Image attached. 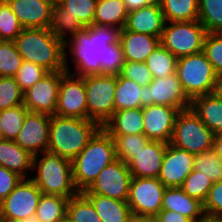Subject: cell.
Instances as JSON below:
<instances>
[{"label":"cell","mask_w":222,"mask_h":222,"mask_svg":"<svg viewBox=\"0 0 222 222\" xmlns=\"http://www.w3.org/2000/svg\"><path fill=\"white\" fill-rule=\"evenodd\" d=\"M121 30L112 26L92 24L77 32L65 43V50L69 48V55L65 51L66 72L77 76L101 74L100 63H104V54L111 45L120 42ZM68 56L72 58L70 60L75 68L73 72L68 65Z\"/></svg>","instance_id":"cell-1"},{"label":"cell","mask_w":222,"mask_h":222,"mask_svg":"<svg viewBox=\"0 0 222 222\" xmlns=\"http://www.w3.org/2000/svg\"><path fill=\"white\" fill-rule=\"evenodd\" d=\"M14 43L23 60L48 72L66 71L65 43L49 28H23Z\"/></svg>","instance_id":"cell-2"},{"label":"cell","mask_w":222,"mask_h":222,"mask_svg":"<svg viewBox=\"0 0 222 222\" xmlns=\"http://www.w3.org/2000/svg\"><path fill=\"white\" fill-rule=\"evenodd\" d=\"M100 128L89 119L51 115L47 152L72 161Z\"/></svg>","instance_id":"cell-3"},{"label":"cell","mask_w":222,"mask_h":222,"mask_svg":"<svg viewBox=\"0 0 222 222\" xmlns=\"http://www.w3.org/2000/svg\"><path fill=\"white\" fill-rule=\"evenodd\" d=\"M115 160L113 138L101 127L72 160L73 179L78 191L88 189L102 169Z\"/></svg>","instance_id":"cell-4"},{"label":"cell","mask_w":222,"mask_h":222,"mask_svg":"<svg viewBox=\"0 0 222 222\" xmlns=\"http://www.w3.org/2000/svg\"><path fill=\"white\" fill-rule=\"evenodd\" d=\"M33 182L42 194L71 198L79 193L73 179L72 161L50 152L33 156Z\"/></svg>","instance_id":"cell-5"},{"label":"cell","mask_w":222,"mask_h":222,"mask_svg":"<svg viewBox=\"0 0 222 222\" xmlns=\"http://www.w3.org/2000/svg\"><path fill=\"white\" fill-rule=\"evenodd\" d=\"M176 74L190 100L212 93L217 78L203 51L178 58Z\"/></svg>","instance_id":"cell-6"},{"label":"cell","mask_w":222,"mask_h":222,"mask_svg":"<svg viewBox=\"0 0 222 222\" xmlns=\"http://www.w3.org/2000/svg\"><path fill=\"white\" fill-rule=\"evenodd\" d=\"M82 77L86 91L87 119L103 127L115 112L117 76L91 74Z\"/></svg>","instance_id":"cell-7"},{"label":"cell","mask_w":222,"mask_h":222,"mask_svg":"<svg viewBox=\"0 0 222 222\" xmlns=\"http://www.w3.org/2000/svg\"><path fill=\"white\" fill-rule=\"evenodd\" d=\"M214 135L192 109L187 108L177 115L170 144L190 153L200 154L213 148Z\"/></svg>","instance_id":"cell-8"},{"label":"cell","mask_w":222,"mask_h":222,"mask_svg":"<svg viewBox=\"0 0 222 222\" xmlns=\"http://www.w3.org/2000/svg\"><path fill=\"white\" fill-rule=\"evenodd\" d=\"M206 33L198 20L165 22L160 43L178 59L203 51Z\"/></svg>","instance_id":"cell-9"},{"label":"cell","mask_w":222,"mask_h":222,"mask_svg":"<svg viewBox=\"0 0 222 222\" xmlns=\"http://www.w3.org/2000/svg\"><path fill=\"white\" fill-rule=\"evenodd\" d=\"M41 195V190L31 178H22L14 190L0 203L1 219H26L34 216Z\"/></svg>","instance_id":"cell-10"},{"label":"cell","mask_w":222,"mask_h":222,"mask_svg":"<svg viewBox=\"0 0 222 222\" xmlns=\"http://www.w3.org/2000/svg\"><path fill=\"white\" fill-rule=\"evenodd\" d=\"M131 180L129 167L117 159L103 168L96 180L83 193L99 194L127 202Z\"/></svg>","instance_id":"cell-11"},{"label":"cell","mask_w":222,"mask_h":222,"mask_svg":"<svg viewBox=\"0 0 222 222\" xmlns=\"http://www.w3.org/2000/svg\"><path fill=\"white\" fill-rule=\"evenodd\" d=\"M166 187L158 178L132 177L127 203L132 213L156 216Z\"/></svg>","instance_id":"cell-12"},{"label":"cell","mask_w":222,"mask_h":222,"mask_svg":"<svg viewBox=\"0 0 222 222\" xmlns=\"http://www.w3.org/2000/svg\"><path fill=\"white\" fill-rule=\"evenodd\" d=\"M191 100L186 96L177 74L166 78H153L149 85L143 86L141 108L149 105H168L180 111L190 108Z\"/></svg>","instance_id":"cell-13"},{"label":"cell","mask_w":222,"mask_h":222,"mask_svg":"<svg viewBox=\"0 0 222 222\" xmlns=\"http://www.w3.org/2000/svg\"><path fill=\"white\" fill-rule=\"evenodd\" d=\"M55 115L87 119V103L82 76L65 72L61 76Z\"/></svg>","instance_id":"cell-14"},{"label":"cell","mask_w":222,"mask_h":222,"mask_svg":"<svg viewBox=\"0 0 222 222\" xmlns=\"http://www.w3.org/2000/svg\"><path fill=\"white\" fill-rule=\"evenodd\" d=\"M65 72H49L24 92L23 105L29 112L55 115L59 84Z\"/></svg>","instance_id":"cell-15"},{"label":"cell","mask_w":222,"mask_h":222,"mask_svg":"<svg viewBox=\"0 0 222 222\" xmlns=\"http://www.w3.org/2000/svg\"><path fill=\"white\" fill-rule=\"evenodd\" d=\"M144 135L151 141L170 143L180 110L168 105L142 107Z\"/></svg>","instance_id":"cell-16"},{"label":"cell","mask_w":222,"mask_h":222,"mask_svg":"<svg viewBox=\"0 0 222 222\" xmlns=\"http://www.w3.org/2000/svg\"><path fill=\"white\" fill-rule=\"evenodd\" d=\"M50 119L51 115L29 112L14 141L33 156L47 152Z\"/></svg>","instance_id":"cell-17"},{"label":"cell","mask_w":222,"mask_h":222,"mask_svg":"<svg viewBox=\"0 0 222 222\" xmlns=\"http://www.w3.org/2000/svg\"><path fill=\"white\" fill-rule=\"evenodd\" d=\"M195 154L168 143L158 179L165 187H181L194 169Z\"/></svg>","instance_id":"cell-18"},{"label":"cell","mask_w":222,"mask_h":222,"mask_svg":"<svg viewBox=\"0 0 222 222\" xmlns=\"http://www.w3.org/2000/svg\"><path fill=\"white\" fill-rule=\"evenodd\" d=\"M23 28H49L53 0H5Z\"/></svg>","instance_id":"cell-19"},{"label":"cell","mask_w":222,"mask_h":222,"mask_svg":"<svg viewBox=\"0 0 222 222\" xmlns=\"http://www.w3.org/2000/svg\"><path fill=\"white\" fill-rule=\"evenodd\" d=\"M167 143L160 141H149L135 155L126 162L132 177L158 178Z\"/></svg>","instance_id":"cell-20"},{"label":"cell","mask_w":222,"mask_h":222,"mask_svg":"<svg viewBox=\"0 0 222 222\" xmlns=\"http://www.w3.org/2000/svg\"><path fill=\"white\" fill-rule=\"evenodd\" d=\"M165 19L159 3L128 12L125 30L153 35L161 39Z\"/></svg>","instance_id":"cell-21"},{"label":"cell","mask_w":222,"mask_h":222,"mask_svg":"<svg viewBox=\"0 0 222 222\" xmlns=\"http://www.w3.org/2000/svg\"><path fill=\"white\" fill-rule=\"evenodd\" d=\"M161 210L176 211L192 222H200L206 217L203 202L187 195L181 187H166Z\"/></svg>","instance_id":"cell-22"},{"label":"cell","mask_w":222,"mask_h":222,"mask_svg":"<svg viewBox=\"0 0 222 222\" xmlns=\"http://www.w3.org/2000/svg\"><path fill=\"white\" fill-rule=\"evenodd\" d=\"M120 43L125 61L145 62L160 44V38L144 33L121 30Z\"/></svg>","instance_id":"cell-23"},{"label":"cell","mask_w":222,"mask_h":222,"mask_svg":"<svg viewBox=\"0 0 222 222\" xmlns=\"http://www.w3.org/2000/svg\"><path fill=\"white\" fill-rule=\"evenodd\" d=\"M102 128L110 136L144 134L142 108L115 111Z\"/></svg>","instance_id":"cell-24"},{"label":"cell","mask_w":222,"mask_h":222,"mask_svg":"<svg viewBox=\"0 0 222 222\" xmlns=\"http://www.w3.org/2000/svg\"><path fill=\"white\" fill-rule=\"evenodd\" d=\"M33 155L22 149L15 141L0 140V166L15 172L22 178L27 177V172L32 171Z\"/></svg>","instance_id":"cell-25"},{"label":"cell","mask_w":222,"mask_h":222,"mask_svg":"<svg viewBox=\"0 0 222 222\" xmlns=\"http://www.w3.org/2000/svg\"><path fill=\"white\" fill-rule=\"evenodd\" d=\"M190 108L214 134L222 133V101L212 93L195 97Z\"/></svg>","instance_id":"cell-26"},{"label":"cell","mask_w":222,"mask_h":222,"mask_svg":"<svg viewBox=\"0 0 222 222\" xmlns=\"http://www.w3.org/2000/svg\"><path fill=\"white\" fill-rule=\"evenodd\" d=\"M95 207L101 222H128L131 209L126 201L94 193H84Z\"/></svg>","instance_id":"cell-27"},{"label":"cell","mask_w":222,"mask_h":222,"mask_svg":"<svg viewBox=\"0 0 222 222\" xmlns=\"http://www.w3.org/2000/svg\"><path fill=\"white\" fill-rule=\"evenodd\" d=\"M127 15L123 0H97L93 24L123 29Z\"/></svg>","instance_id":"cell-28"},{"label":"cell","mask_w":222,"mask_h":222,"mask_svg":"<svg viewBox=\"0 0 222 222\" xmlns=\"http://www.w3.org/2000/svg\"><path fill=\"white\" fill-rule=\"evenodd\" d=\"M83 29L85 27L80 23L78 18L68 15L67 9H64L57 1L54 3L49 30L56 37L66 43L67 40Z\"/></svg>","instance_id":"cell-29"},{"label":"cell","mask_w":222,"mask_h":222,"mask_svg":"<svg viewBox=\"0 0 222 222\" xmlns=\"http://www.w3.org/2000/svg\"><path fill=\"white\" fill-rule=\"evenodd\" d=\"M165 22L198 20L199 0H159Z\"/></svg>","instance_id":"cell-30"},{"label":"cell","mask_w":222,"mask_h":222,"mask_svg":"<svg viewBox=\"0 0 222 222\" xmlns=\"http://www.w3.org/2000/svg\"><path fill=\"white\" fill-rule=\"evenodd\" d=\"M141 98H143V87L118 74L114 97L115 111L140 108Z\"/></svg>","instance_id":"cell-31"},{"label":"cell","mask_w":222,"mask_h":222,"mask_svg":"<svg viewBox=\"0 0 222 222\" xmlns=\"http://www.w3.org/2000/svg\"><path fill=\"white\" fill-rule=\"evenodd\" d=\"M146 66L153 78H166L176 74L177 58L167 50L161 43L147 57Z\"/></svg>","instance_id":"cell-32"},{"label":"cell","mask_w":222,"mask_h":222,"mask_svg":"<svg viewBox=\"0 0 222 222\" xmlns=\"http://www.w3.org/2000/svg\"><path fill=\"white\" fill-rule=\"evenodd\" d=\"M68 198L59 195L42 194L35 215L40 222H58L67 214Z\"/></svg>","instance_id":"cell-33"},{"label":"cell","mask_w":222,"mask_h":222,"mask_svg":"<svg viewBox=\"0 0 222 222\" xmlns=\"http://www.w3.org/2000/svg\"><path fill=\"white\" fill-rule=\"evenodd\" d=\"M198 21L207 33H222V0H199Z\"/></svg>","instance_id":"cell-34"},{"label":"cell","mask_w":222,"mask_h":222,"mask_svg":"<svg viewBox=\"0 0 222 222\" xmlns=\"http://www.w3.org/2000/svg\"><path fill=\"white\" fill-rule=\"evenodd\" d=\"M67 214L73 222H101L94 205L83 192L68 199Z\"/></svg>","instance_id":"cell-35"},{"label":"cell","mask_w":222,"mask_h":222,"mask_svg":"<svg viewBox=\"0 0 222 222\" xmlns=\"http://www.w3.org/2000/svg\"><path fill=\"white\" fill-rule=\"evenodd\" d=\"M29 110L22 104L13 108L0 110V122L3 139L14 141L23 127L24 119Z\"/></svg>","instance_id":"cell-36"},{"label":"cell","mask_w":222,"mask_h":222,"mask_svg":"<svg viewBox=\"0 0 222 222\" xmlns=\"http://www.w3.org/2000/svg\"><path fill=\"white\" fill-rule=\"evenodd\" d=\"M114 141L117 159L126 163L150 141L144 134L111 136Z\"/></svg>","instance_id":"cell-37"},{"label":"cell","mask_w":222,"mask_h":222,"mask_svg":"<svg viewBox=\"0 0 222 222\" xmlns=\"http://www.w3.org/2000/svg\"><path fill=\"white\" fill-rule=\"evenodd\" d=\"M194 170L205 174L214 183L222 180V158L213 150L195 154Z\"/></svg>","instance_id":"cell-38"},{"label":"cell","mask_w":222,"mask_h":222,"mask_svg":"<svg viewBox=\"0 0 222 222\" xmlns=\"http://www.w3.org/2000/svg\"><path fill=\"white\" fill-rule=\"evenodd\" d=\"M23 61L14 41H0V77H14Z\"/></svg>","instance_id":"cell-39"},{"label":"cell","mask_w":222,"mask_h":222,"mask_svg":"<svg viewBox=\"0 0 222 222\" xmlns=\"http://www.w3.org/2000/svg\"><path fill=\"white\" fill-rule=\"evenodd\" d=\"M64 9H67L68 15L78 18L84 27L93 24L97 0H58Z\"/></svg>","instance_id":"cell-40"},{"label":"cell","mask_w":222,"mask_h":222,"mask_svg":"<svg viewBox=\"0 0 222 222\" xmlns=\"http://www.w3.org/2000/svg\"><path fill=\"white\" fill-rule=\"evenodd\" d=\"M23 27L5 0H0V41H14Z\"/></svg>","instance_id":"cell-41"},{"label":"cell","mask_w":222,"mask_h":222,"mask_svg":"<svg viewBox=\"0 0 222 222\" xmlns=\"http://www.w3.org/2000/svg\"><path fill=\"white\" fill-rule=\"evenodd\" d=\"M213 182L200 171L194 170L186 177L181 188L190 197L204 202Z\"/></svg>","instance_id":"cell-42"},{"label":"cell","mask_w":222,"mask_h":222,"mask_svg":"<svg viewBox=\"0 0 222 222\" xmlns=\"http://www.w3.org/2000/svg\"><path fill=\"white\" fill-rule=\"evenodd\" d=\"M23 96L14 77H0V110L22 105Z\"/></svg>","instance_id":"cell-43"},{"label":"cell","mask_w":222,"mask_h":222,"mask_svg":"<svg viewBox=\"0 0 222 222\" xmlns=\"http://www.w3.org/2000/svg\"><path fill=\"white\" fill-rule=\"evenodd\" d=\"M203 52L217 76L222 75V33H206Z\"/></svg>","instance_id":"cell-44"},{"label":"cell","mask_w":222,"mask_h":222,"mask_svg":"<svg viewBox=\"0 0 222 222\" xmlns=\"http://www.w3.org/2000/svg\"><path fill=\"white\" fill-rule=\"evenodd\" d=\"M49 72L37 64L24 60L14 76L20 89L25 92L28 88L44 78Z\"/></svg>","instance_id":"cell-45"},{"label":"cell","mask_w":222,"mask_h":222,"mask_svg":"<svg viewBox=\"0 0 222 222\" xmlns=\"http://www.w3.org/2000/svg\"><path fill=\"white\" fill-rule=\"evenodd\" d=\"M120 75L135 81L140 87L149 85L153 80V76L145 62L125 61Z\"/></svg>","instance_id":"cell-46"},{"label":"cell","mask_w":222,"mask_h":222,"mask_svg":"<svg viewBox=\"0 0 222 222\" xmlns=\"http://www.w3.org/2000/svg\"><path fill=\"white\" fill-rule=\"evenodd\" d=\"M124 64L125 59L121 43L111 45L104 54V63H100L101 74L117 76L120 74Z\"/></svg>","instance_id":"cell-47"},{"label":"cell","mask_w":222,"mask_h":222,"mask_svg":"<svg viewBox=\"0 0 222 222\" xmlns=\"http://www.w3.org/2000/svg\"><path fill=\"white\" fill-rule=\"evenodd\" d=\"M203 208L206 217L222 218V180L212 184Z\"/></svg>","instance_id":"cell-48"},{"label":"cell","mask_w":222,"mask_h":222,"mask_svg":"<svg viewBox=\"0 0 222 222\" xmlns=\"http://www.w3.org/2000/svg\"><path fill=\"white\" fill-rule=\"evenodd\" d=\"M22 177L0 166V203L14 190Z\"/></svg>","instance_id":"cell-49"},{"label":"cell","mask_w":222,"mask_h":222,"mask_svg":"<svg viewBox=\"0 0 222 222\" xmlns=\"http://www.w3.org/2000/svg\"><path fill=\"white\" fill-rule=\"evenodd\" d=\"M155 220L156 222H192L189 218L181 213L169 210H160L155 216Z\"/></svg>","instance_id":"cell-50"},{"label":"cell","mask_w":222,"mask_h":222,"mask_svg":"<svg viewBox=\"0 0 222 222\" xmlns=\"http://www.w3.org/2000/svg\"><path fill=\"white\" fill-rule=\"evenodd\" d=\"M128 12L138 10L142 7H147L156 3H159V0H123Z\"/></svg>","instance_id":"cell-51"},{"label":"cell","mask_w":222,"mask_h":222,"mask_svg":"<svg viewBox=\"0 0 222 222\" xmlns=\"http://www.w3.org/2000/svg\"><path fill=\"white\" fill-rule=\"evenodd\" d=\"M128 222H156L154 216L131 213Z\"/></svg>","instance_id":"cell-52"},{"label":"cell","mask_w":222,"mask_h":222,"mask_svg":"<svg viewBox=\"0 0 222 222\" xmlns=\"http://www.w3.org/2000/svg\"><path fill=\"white\" fill-rule=\"evenodd\" d=\"M212 149L222 158V133L214 135Z\"/></svg>","instance_id":"cell-53"},{"label":"cell","mask_w":222,"mask_h":222,"mask_svg":"<svg viewBox=\"0 0 222 222\" xmlns=\"http://www.w3.org/2000/svg\"><path fill=\"white\" fill-rule=\"evenodd\" d=\"M212 94L222 101V75L217 76Z\"/></svg>","instance_id":"cell-54"},{"label":"cell","mask_w":222,"mask_h":222,"mask_svg":"<svg viewBox=\"0 0 222 222\" xmlns=\"http://www.w3.org/2000/svg\"><path fill=\"white\" fill-rule=\"evenodd\" d=\"M3 222H40V219L34 215L26 219L3 220Z\"/></svg>","instance_id":"cell-55"},{"label":"cell","mask_w":222,"mask_h":222,"mask_svg":"<svg viewBox=\"0 0 222 222\" xmlns=\"http://www.w3.org/2000/svg\"><path fill=\"white\" fill-rule=\"evenodd\" d=\"M200 222H222V218H209V217H205Z\"/></svg>","instance_id":"cell-56"},{"label":"cell","mask_w":222,"mask_h":222,"mask_svg":"<svg viewBox=\"0 0 222 222\" xmlns=\"http://www.w3.org/2000/svg\"><path fill=\"white\" fill-rule=\"evenodd\" d=\"M58 222H73V220L71 219V217L66 214L63 218H61Z\"/></svg>","instance_id":"cell-57"},{"label":"cell","mask_w":222,"mask_h":222,"mask_svg":"<svg viewBox=\"0 0 222 222\" xmlns=\"http://www.w3.org/2000/svg\"><path fill=\"white\" fill-rule=\"evenodd\" d=\"M3 139V130L0 122V140Z\"/></svg>","instance_id":"cell-58"}]
</instances>
